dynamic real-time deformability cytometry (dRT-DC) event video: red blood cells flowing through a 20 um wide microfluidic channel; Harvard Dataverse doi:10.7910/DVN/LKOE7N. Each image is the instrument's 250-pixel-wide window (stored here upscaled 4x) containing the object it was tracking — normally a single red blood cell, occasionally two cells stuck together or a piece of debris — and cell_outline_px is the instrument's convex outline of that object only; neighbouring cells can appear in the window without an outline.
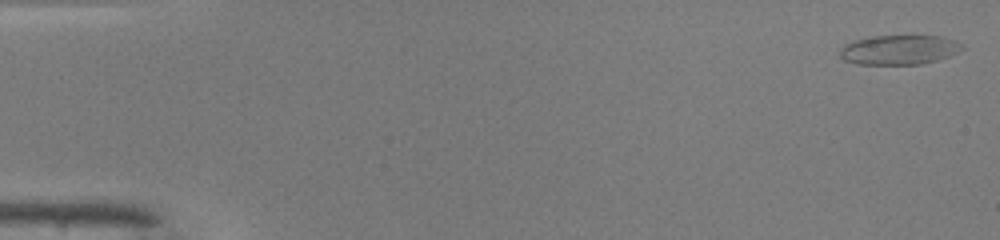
{"species": "common noctule bat (a hibernating species)", "species_latin": "Nyctalus noctula", "temperature_condition": "warm", "stored_images_in_passage": 50, "camera_frame_rate_fps": 3000, "um_per_image_px": 0.085, "animal": {"sex": "male", "body_mass_g": 19.0, "forearm_length_mm": 50.8}, "frame": {"image": 1, "passage_image": 1, "time_ms": 0.0, "image_size_px": [1000, 240], "cell_outline_px": [[964, 48], [948, 56], [936, 60], [920, 64], [856, 64], [844, 60], [840, 56], [840, 48], [844, 44], [856, 40], [876, 36], [940, 36], [956, 40], [964, 44]], "centroid_in_image_um": [76.43, 4.23], "position_along_channel_um": 8.6, "area_um2": 20.92}}
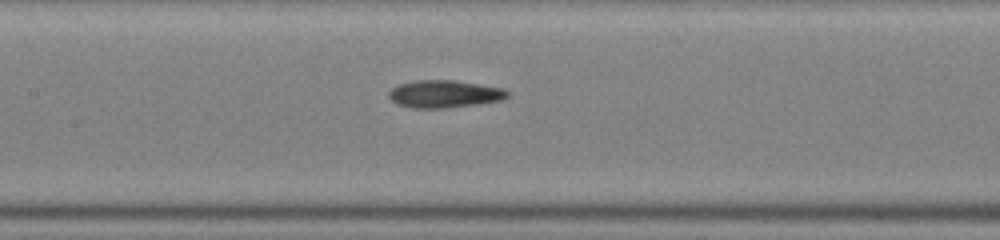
{"frame": {"image": 2, "passage_image": 24, "time_ms": 7.667, "image_size_px": [1000, 240], "cell_outline_px": [[508, 96], [504, 100], [448, 108], [412, 108], [396, 104], [388, 96], [388, 92], [392, 88], [400, 84], [416, 80], [452, 80], [504, 88], [508, 92]], "centroid_in_image_um": [37.77, 7.99], "position_along_channel_um": 169.6, "area_um2": 19.02}}
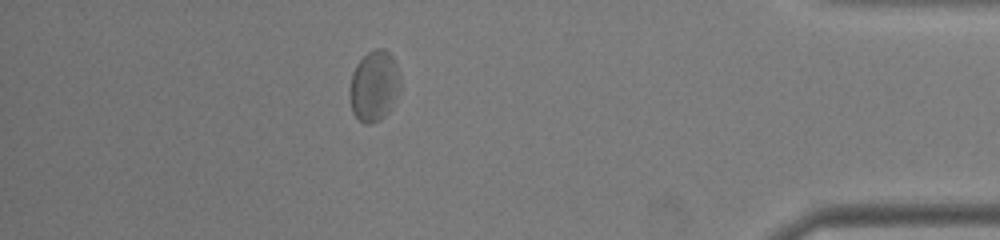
{"frame": {"image": 3, "passage_image": 44, "time_ms": 14.333, "image_size_px": [1000, 240], "cell_outline_px": [[400, 92], [388, 112], [380, 120], [372, 124], [364, 124], [352, 112], [348, 96], [348, 88], [352, 72], [356, 64], [368, 52], [376, 48], [384, 48], [392, 56], [396, 64], [400, 76]], "centroid_in_image_um": [31.78, 7.31], "position_along_channel_um": 403.4, "area_um2": 21.27}, "authors_computed_cell_mechanics": {"area_um2": 19.5364, "velocity_mm_per_s": 4.0833, "shape_relaxation_time_tau1_ms": 9.583, "shape_relaxation_time_tau2_ms": 2.2863, "deformation_change_tau1": 0.2251, "deformation_change_tau2": 0.0868}}